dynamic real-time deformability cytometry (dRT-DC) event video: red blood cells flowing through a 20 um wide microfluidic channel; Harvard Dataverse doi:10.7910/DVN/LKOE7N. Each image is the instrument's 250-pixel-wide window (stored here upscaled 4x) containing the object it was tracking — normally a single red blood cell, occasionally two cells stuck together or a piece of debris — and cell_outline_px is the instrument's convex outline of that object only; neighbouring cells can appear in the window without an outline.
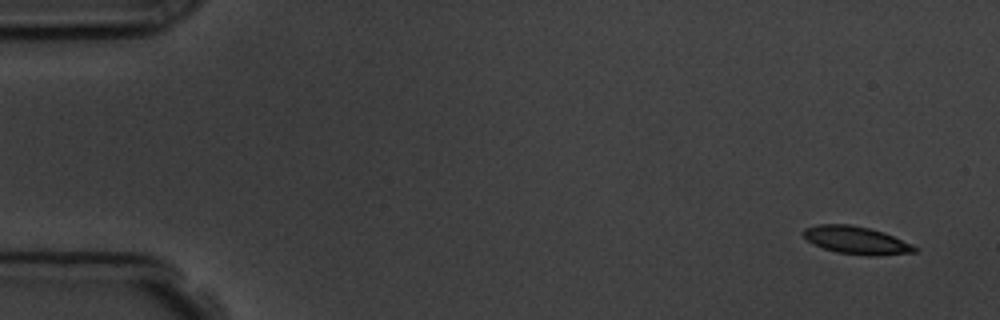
{"species": "common noctule bat (a hibernating species)", "species_latin": "Nyctalus noctula", "temperature_condition": "room temperature", "stored_images_in_passage": 6, "camera_frame_rate_fps": 3000, "um_per_image_px": 0.085, "animal": {"sex": "male", "body_mass_g": 19.5, "forearm_length_mm": 54.6}, "frame": {"image": 1, "passage_image": 1, "time_ms": 0.0, "image_size_px": [1000, 320], "cell_outline_px": [[920, 248], [916, 252], [876, 256], [868, 256], [836, 252], [812, 244], [804, 236], [804, 228], [820, 224], [848, 224], [868, 228], [884, 232], [912, 244]], "centroid_in_image_um": [72.82, 20.43], "position_along_channel_um": 12.2, "area_um2": 17.98}}
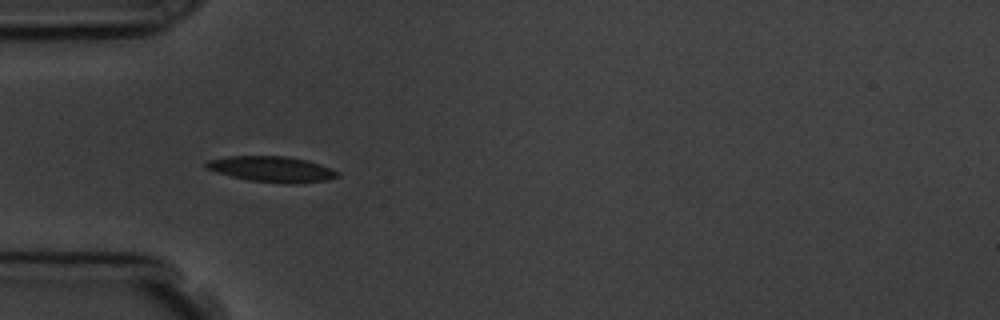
{"frame": {"image": 2, "passage_image": 5, "time_ms": 4.667, "image_size_px": [1000, 320], "cell_outline_px": [[340, 176], [324, 180], [296, 184], [292, 184], [248, 180], [216, 172], [204, 168], [204, 164], [208, 160], [228, 156], [284, 156], [308, 160], [332, 168], [340, 172]], "centroid_in_image_um": [23.11, 14.37], "position_along_channel_um": 61.9, "area_um2": 19.71}}